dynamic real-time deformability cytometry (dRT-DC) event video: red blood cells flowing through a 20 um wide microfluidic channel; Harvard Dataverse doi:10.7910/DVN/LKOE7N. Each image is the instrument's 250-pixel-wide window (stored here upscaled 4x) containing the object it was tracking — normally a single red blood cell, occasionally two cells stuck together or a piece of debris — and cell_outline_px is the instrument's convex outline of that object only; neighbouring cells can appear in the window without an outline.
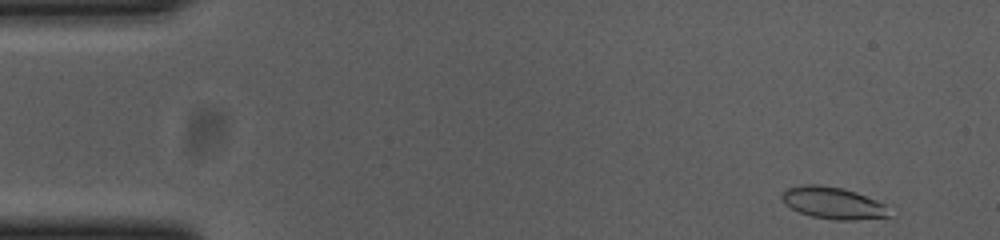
{"species": "common noctule bat (a hibernating species)", "species_latin": "Nyctalus noctula", "temperature_condition": "cold", "stored_images_in_passage": 52, "camera_frame_rate_fps": 3000, "um_per_image_px": 0.085, "animal": {"sex": "female", "body_mass_g": 23.0, "forearm_length_mm": 53.4}, "frame": {"image": 1, "passage_image": 1, "time_ms": 0.0, "image_size_px": [1000, 240], "cell_outline_px": [[892, 216], [856, 220], [836, 220], [812, 216], [800, 212], [784, 204], [780, 196], [788, 188], [800, 184], [820, 184], [844, 188], [856, 192], [884, 204]], "centroid_in_image_um": [70.79, 17.24], "position_along_channel_um": 14.2, "area_um2": 19.94}}
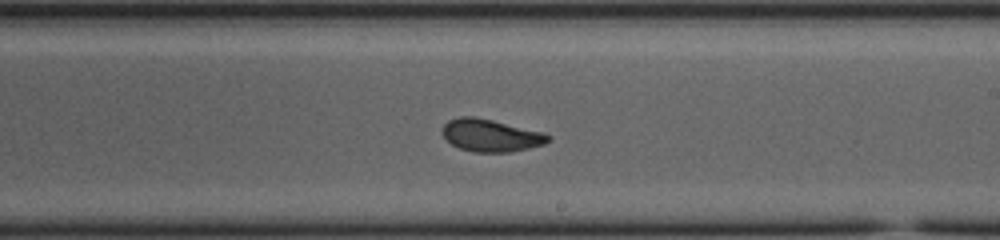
{"frame": {"image": 2, "passage_image": 29, "time_ms": 9.333, "image_size_px": [1000, 240], "cell_outline_px": [[552, 140], [544, 144], [528, 148], [508, 152], [472, 152], [460, 148], [452, 144], [440, 132], [440, 128], [448, 120], [460, 116], [476, 116], [544, 132], [552, 136]], "centroid_in_image_um": [41.71, 11.49], "position_along_channel_um": 247.3, "area_um2": 20.23}}
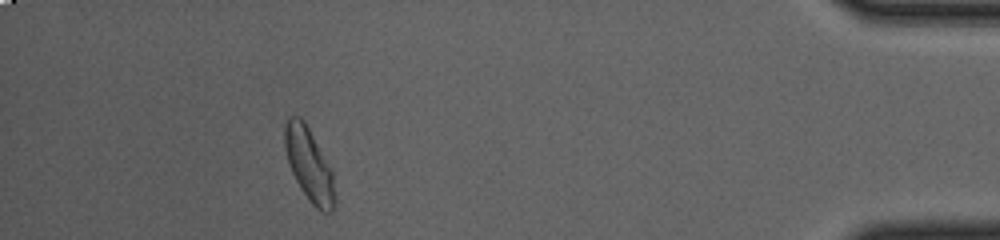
{"frame": {"image": 3, "passage_image": 47, "time_ms": 15.333, "image_size_px": [1000, 240], "cell_outline_px": [[336, 208], [332, 212], [320, 212], [308, 200], [300, 188], [292, 172], [288, 160], [284, 144], [284, 128], [288, 116], [300, 116], [304, 120], [332, 168], [336, 200]], "centroid_in_image_um": [26.3, 14.02], "position_along_channel_um": 408.9, "area_um2": 21.68}, "authors_computed_cell_mechanics": {"area_um2": 20.1433, "velocity_mm_per_s": 3.6765, "shape_relaxation_time_tau1_ms": 3.9968, "shape_relaxation_time_tau2_ms": 1.4485, "deformation_change_tau1": 0.1189, "deformation_change_tau2": 0.0573}}